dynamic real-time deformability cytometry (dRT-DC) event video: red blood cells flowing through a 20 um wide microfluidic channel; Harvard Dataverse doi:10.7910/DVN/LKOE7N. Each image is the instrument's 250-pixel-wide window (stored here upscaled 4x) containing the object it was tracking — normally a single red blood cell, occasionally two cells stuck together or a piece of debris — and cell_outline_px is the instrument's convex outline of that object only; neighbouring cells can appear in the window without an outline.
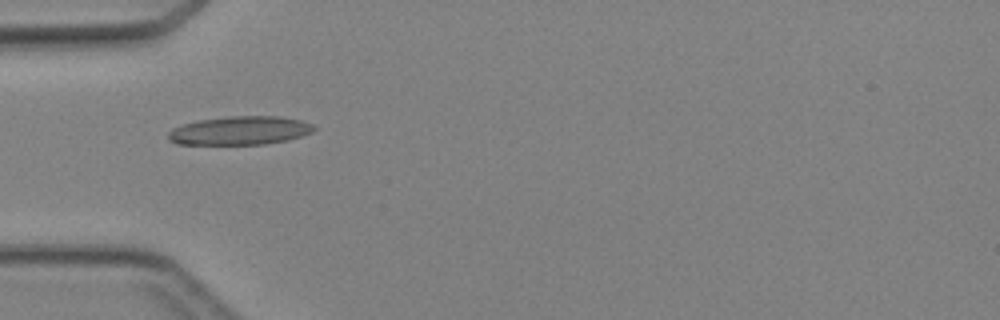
{"species": "Egyptian fruit bat (a non-hibernating species)", "species_latin": "Rousettus aegyptiacus", "temperature_condition": "cold", "stored_images_in_passage": 32, "camera_frame_rate_fps": 3000, "um_per_image_px": 0.085, "animal": {"sex": "female"}, "frame": {"image": 1, "passage_image": 1, "time_ms": 0.0, "image_size_px": [1000, 320], "cell_outline_px": [[316, 128], [312, 132], [288, 140], [264, 144], [176, 144], [168, 140], [168, 132], [172, 128], [180, 124], [200, 120], [228, 116], [280, 116], [300, 120], [312, 124]], "centroid_in_image_um": [20.36, 11.09], "position_along_channel_um": 64.6, "area_um2": 24.33}}
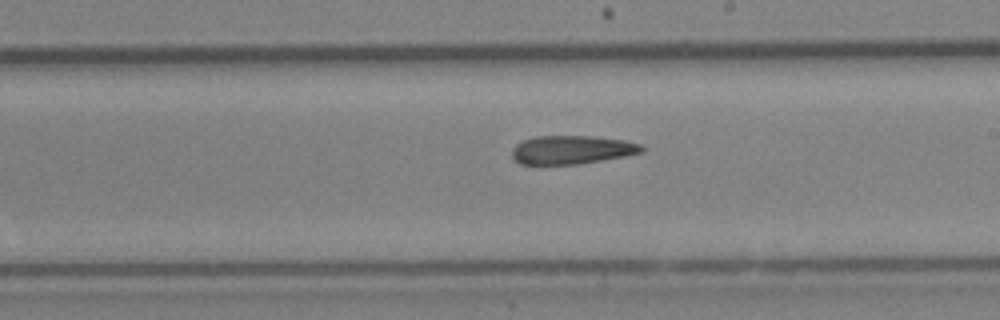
{"frame": {"image": 2, "passage_image": 13, "time_ms": 4.0, "image_size_px": [1000, 320], "cell_outline_px": [[644, 152], [624, 156], [580, 164], [520, 164], [512, 156], [512, 148], [516, 144], [524, 140], [536, 136], [592, 136], [624, 140], [640, 144], [644, 148]], "centroid_in_image_um": [48.61, 12.73], "position_along_channel_um": 240.4, "area_um2": 21.5}}
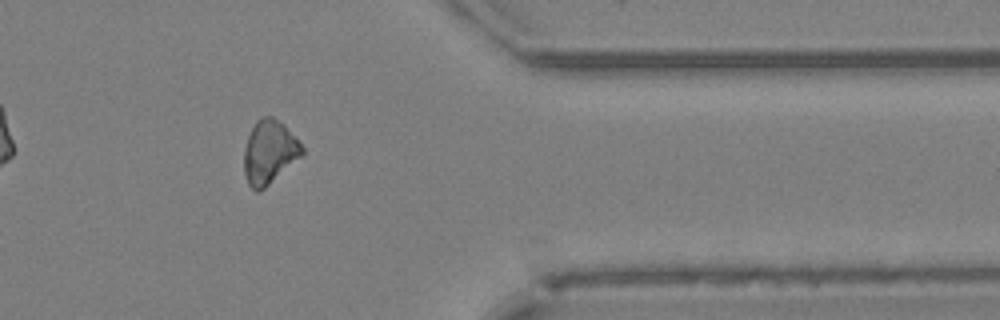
{"frame": {"image": 3, "passage_image": 24, "time_ms": 7.667, "image_size_px": [1000, 320], "cell_outline_px": [[304, 156], [264, 188], [256, 192], [248, 184], [244, 172], [244, 148], [248, 136], [256, 120], [264, 116], [272, 116], [284, 124], [304, 148]], "centroid_in_image_um": [22.91, 12.93], "position_along_channel_um": 388.5, "area_um2": 21.62}}